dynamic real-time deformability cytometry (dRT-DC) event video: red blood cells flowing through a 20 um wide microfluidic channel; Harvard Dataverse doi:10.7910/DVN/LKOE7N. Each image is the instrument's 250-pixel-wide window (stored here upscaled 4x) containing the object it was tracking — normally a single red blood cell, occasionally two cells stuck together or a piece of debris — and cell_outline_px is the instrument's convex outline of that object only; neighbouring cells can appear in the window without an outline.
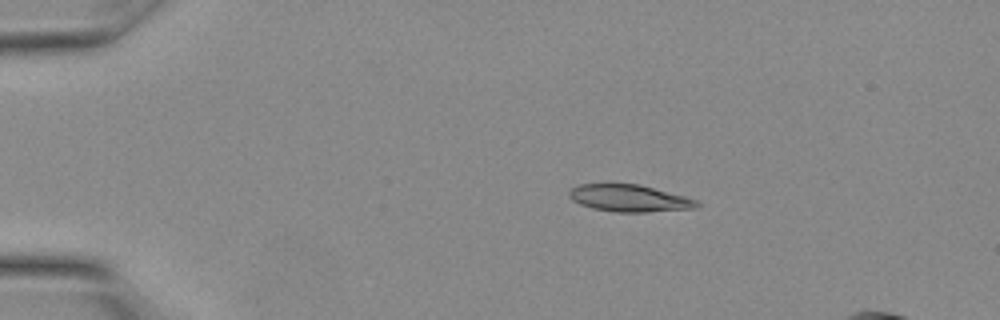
{"species": "Egyptian fruit bat (a non-hibernating species)", "species_latin": "Rousettus aegyptiacus", "temperature_condition": "warm", "stored_images_in_passage": 15, "camera_frame_rate_fps": 3000, "um_per_image_px": 0.085, "animal": {"sex": "female"}, "frame": {"image": 1, "passage_image": 1, "time_ms": 0.0, "image_size_px": [1000, 320], "cell_outline_px": [[700, 204], [696, 208], [648, 212], [616, 212], [592, 208], [580, 204], [572, 200], [568, 196], [568, 192], [572, 188], [580, 184], [640, 184], [684, 196], [696, 200]], "centroid_in_image_um": [53.48, 16.85], "position_along_channel_um": 31.5, "area_um2": 20.06}}
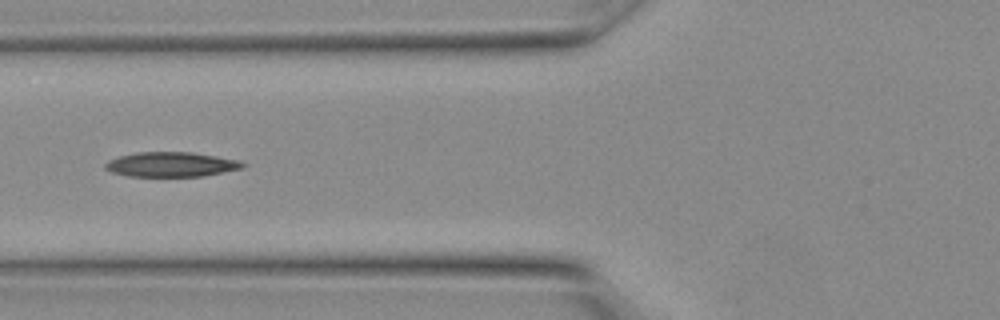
{"frame": {"image": 2, "passage_image": 7, "time_ms": 2.0, "image_size_px": [1000, 320], "cell_outline_px": [[244, 164], [240, 168], [200, 176], [128, 176], [112, 172], [104, 168], [104, 164], [108, 160], [120, 156], [136, 152], [192, 152], [216, 156], [236, 160]], "centroid_in_image_um": [14.45, 13.97], "position_along_channel_um": 111.4, "area_um2": 19.42}}
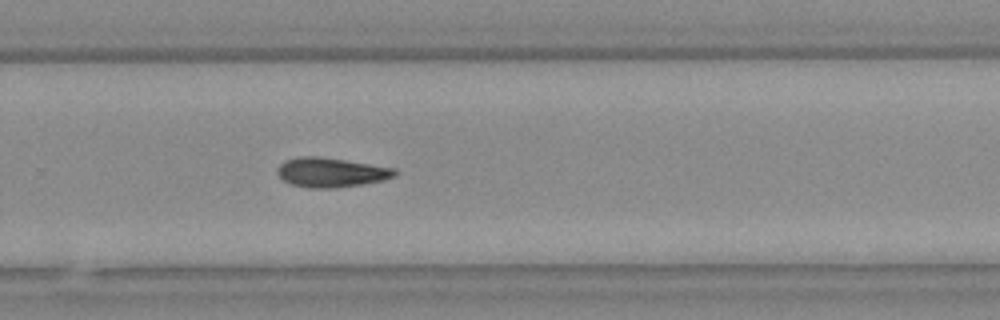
{"frame": {"image": 3, "passage_image": 15, "time_ms": 4.667, "image_size_px": [1000, 320], "cell_outline_px": [[396, 176], [384, 180], [336, 188], [312, 188], [292, 184], [284, 180], [276, 172], [276, 168], [284, 160], [300, 156], [320, 156], [396, 168]], "centroid_in_image_um": [28.13, 14.64], "position_along_channel_um": 301.7, "area_um2": 20.17}}